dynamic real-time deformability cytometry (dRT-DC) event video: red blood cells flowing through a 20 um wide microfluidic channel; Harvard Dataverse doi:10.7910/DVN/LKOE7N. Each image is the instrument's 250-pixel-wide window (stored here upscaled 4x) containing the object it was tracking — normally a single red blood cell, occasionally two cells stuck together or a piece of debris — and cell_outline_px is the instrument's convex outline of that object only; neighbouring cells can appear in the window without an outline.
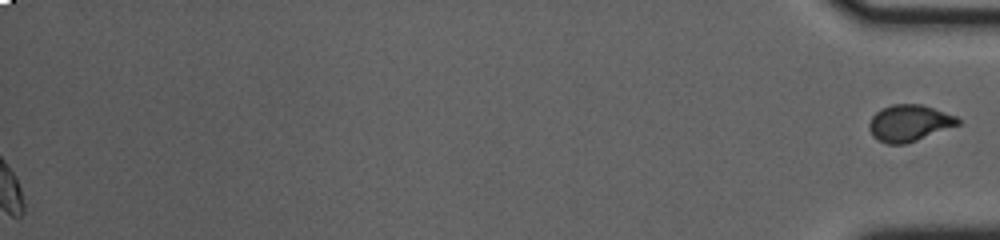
{"species": "common noctule bat (a hibernating species)", "species_latin": "Nyctalus noctula", "temperature_condition": "cold", "stored_images_in_passage": 48, "segment_of_instrument_passage": [2, 2], "camera_frame_rate_fps": 3000, "um_per_image_px": 0.085, "animal": {"sex": "female", "body_mass_g": 23.0, "forearm_length_mm": 53.4}, "frame": {"image": 1, "passage_image": 48, "time_ms": 15.667, "image_size_px": [1000, 240], "cell_outline_px": [[960, 124], [916, 140], [904, 144], [888, 144], [872, 136], [868, 128], [868, 124], [872, 116], [880, 108], [892, 104], [920, 104], [956, 116], [960, 120]], "centroid_in_image_um": [77.24, 10.45], "position_along_channel_um": 358.0, "area_um2": 18.73}}